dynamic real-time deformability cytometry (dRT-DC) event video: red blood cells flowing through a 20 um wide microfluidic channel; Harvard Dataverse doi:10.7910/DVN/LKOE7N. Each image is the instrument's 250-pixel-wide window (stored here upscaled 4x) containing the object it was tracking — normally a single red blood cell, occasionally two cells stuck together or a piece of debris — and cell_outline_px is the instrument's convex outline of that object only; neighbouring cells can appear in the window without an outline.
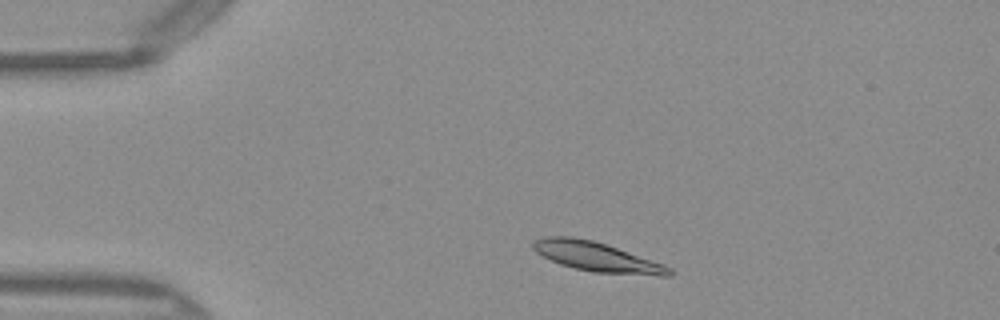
{"species": "Egyptian fruit bat (a non-hibernating species)", "species_latin": "Rousettus aegyptiacus", "temperature_condition": "warm", "stored_images_in_passage": 41, "camera_frame_rate_fps": 3000, "um_per_image_px": 0.085, "frame": {"image": 1, "passage_image": 1, "time_ms": 0.0, "image_size_px": [1000, 320], "cell_outline_px": [[672, 272], [668, 276], [660, 276], [592, 272], [560, 264], [536, 252], [532, 248], [532, 244], [536, 240], [544, 236], [572, 236], [592, 240], [664, 264], [672, 268]], "centroid_in_image_um": [50.72, 21.83], "position_along_channel_um": 34.3, "area_um2": 23.06}}
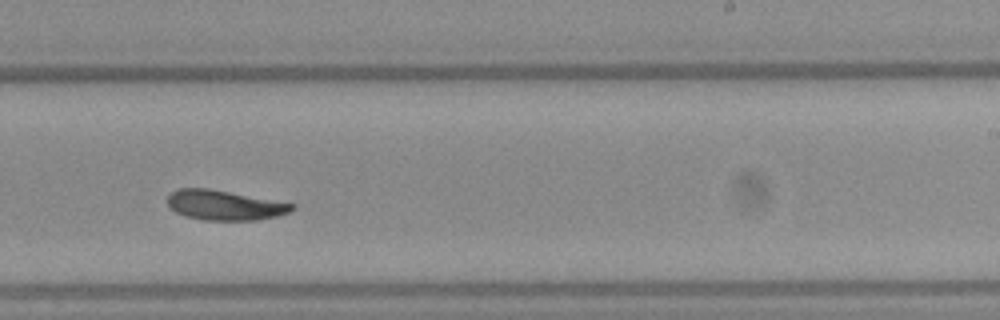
{"frame": {"image": 2, "passage_image": 22, "time_ms": 7.0, "image_size_px": [1000, 320], "cell_outline_px": [[296, 208], [292, 212], [276, 216], [256, 220], [204, 220], [184, 216], [176, 212], [168, 204], [168, 192], [176, 188], [208, 188], [296, 204]], "centroid_in_image_um": [19.09, 17.43], "position_along_channel_um": 269.9, "area_um2": 21.79}}
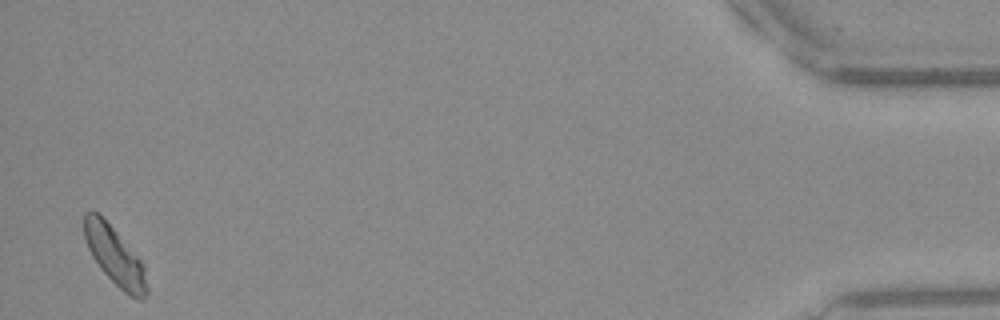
{"frame": {"image": 3, "passage_image": 40, "time_ms": 13.0, "image_size_px": [1000, 320], "cell_outline_px": [[148, 292], [144, 300], [136, 300], [124, 292], [100, 268], [92, 256], [88, 248], [84, 236], [84, 212], [96, 212], [112, 228], [144, 264], [148, 288]], "centroid_in_image_um": [9.79, 21.83], "position_along_channel_um": 425.4, "area_um2": 20.87}, "authors_computed_cell_mechanics": {"area_um2": 22.3108, "velocity_mm_per_s": 4.0186, "shape_relaxation_time_tau1_ms": 2.1677, "shape_relaxation_time_tau2_ms": 3.4473, "deformation_change_tau1": 0.1172, "deformation_change_tau2": 0.0832}}